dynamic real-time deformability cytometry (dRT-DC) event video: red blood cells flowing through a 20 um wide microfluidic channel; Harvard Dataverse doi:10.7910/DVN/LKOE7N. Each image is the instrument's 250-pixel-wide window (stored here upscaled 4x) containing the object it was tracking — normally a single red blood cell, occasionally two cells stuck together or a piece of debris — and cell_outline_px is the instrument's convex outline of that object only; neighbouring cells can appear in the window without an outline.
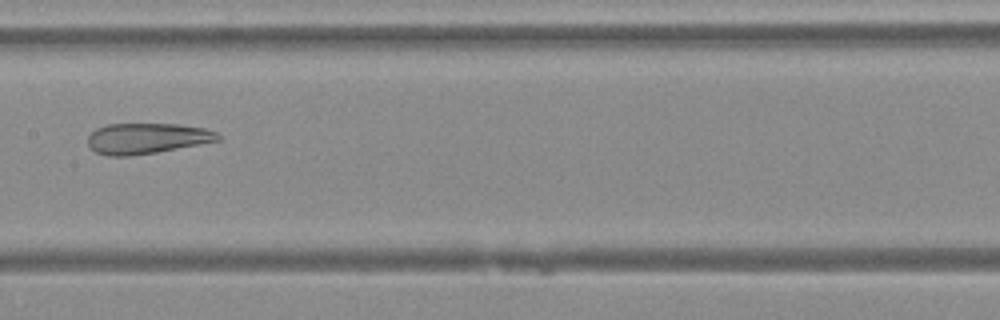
{"species": "Egyptian fruit bat (a non-hibernating species)", "species_latin": "Rousettus aegyptiacus", "temperature_condition": "warm", "stored_images_in_passage": 30, "camera_frame_rate_fps": 3000, "um_per_image_px": 0.085, "animal": {"sex": "female"}, "frame": {"image": 1, "passage_image": 12, "time_ms": 3.667, "image_size_px": [1000, 320], "cell_outline_px": [[220, 140], [156, 152], [128, 156], [108, 156], [96, 152], [88, 144], [88, 136], [96, 128], [108, 124], [176, 124], [204, 128], [216, 132], [220, 136]], "centroid_in_image_um": [12.46, 11.76], "position_along_channel_um": 194.9, "area_um2": 23.0}}
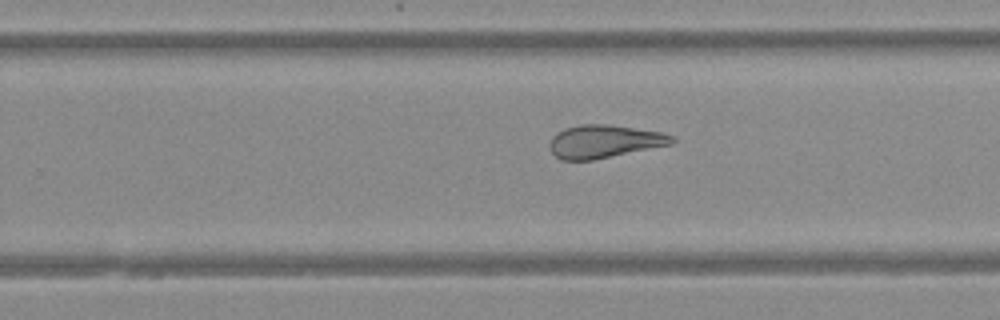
{"frame": {"image": 2, "passage_image": 18, "time_ms": 5.667, "image_size_px": [1000, 320], "cell_outline_px": [[676, 140], [672, 144], [592, 160], [560, 160], [552, 152], [548, 144], [552, 136], [564, 128], [580, 124], [608, 124], [660, 132], [672, 136]], "centroid_in_image_um": [51.32, 12.02], "position_along_channel_um": 278.5, "area_um2": 23.41}}
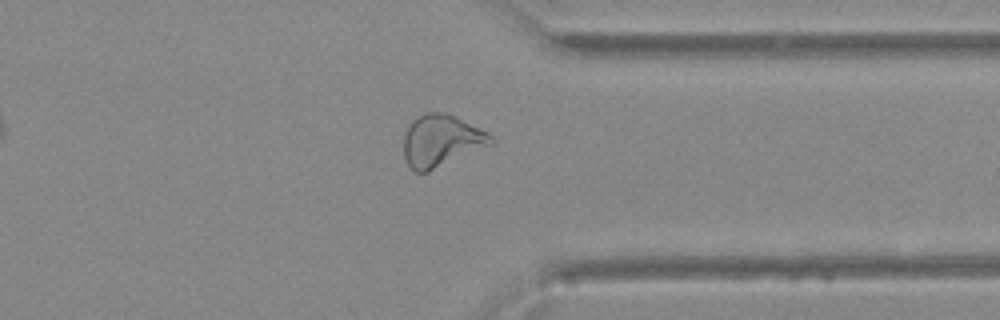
{"frame": {"image": 3, "passage_image": 25, "time_ms": 8.0, "image_size_px": [1000, 320], "cell_outline_px": [[496, 140], [492, 144], [428, 172], [416, 172], [408, 168], [404, 156], [404, 136], [408, 124], [412, 120], [424, 112], [444, 112], [488, 132]], "centroid_in_image_um": [37.47, 11.97], "position_along_channel_um": 373.9, "area_um2": 26.41}}